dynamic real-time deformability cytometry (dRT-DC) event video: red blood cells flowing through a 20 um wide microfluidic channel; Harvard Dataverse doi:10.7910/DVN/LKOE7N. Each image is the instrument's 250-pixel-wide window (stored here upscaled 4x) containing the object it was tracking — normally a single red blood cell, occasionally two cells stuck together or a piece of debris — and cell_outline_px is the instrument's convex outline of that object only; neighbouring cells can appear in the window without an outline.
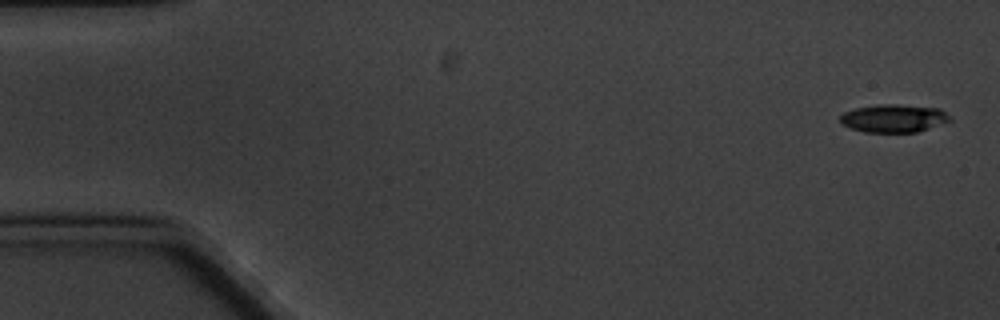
{"species": "common noctule bat (a hibernating species)", "species_latin": "Nyctalus noctula", "temperature_condition": "cold", "stored_images_in_passage": 6, "segment_of_instrument_passage": [1, 2], "camera_frame_rate_fps": 3000, "um_per_image_px": 0.085, "animal": {"sex": "male", "body_mass_g": 20.1, "forearm_length_mm": 53.5}, "frame": {"image": 1, "passage_image": 1, "time_ms": 0.0, "image_size_px": [1000, 320], "cell_outline_px": [[952, 120], [916, 132], [864, 132], [840, 124], [840, 116], [844, 112], [856, 108], [880, 104], [900, 104], [940, 108]], "centroid_in_image_um": [75.94, 10.05], "position_along_channel_um": 9.1, "area_um2": 17.8}}
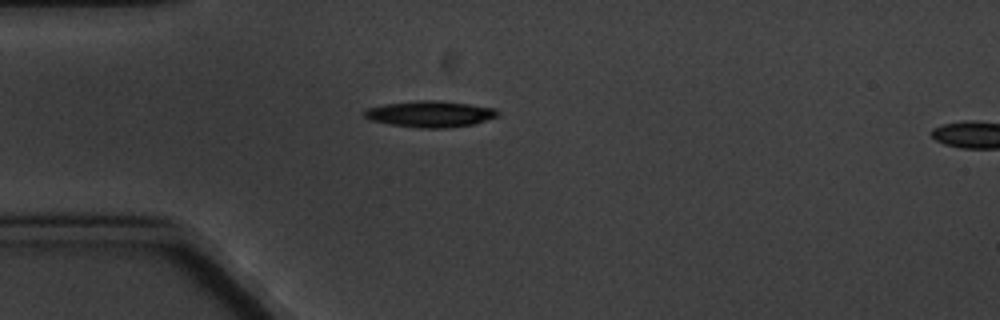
{"frame": {"image": 2, "passage_image": 5, "time_ms": 4.667, "image_size_px": [1000, 320], "cell_outline_px": [[500, 116], [472, 124], [444, 128], [416, 128], [388, 124], [372, 120], [364, 116], [360, 112], [368, 108], [384, 104], [416, 100], [432, 100], [468, 104], [496, 108], [500, 112]], "centroid_in_image_um": [36.55, 9.69], "position_along_channel_um": 48.5, "area_um2": 20.46}}